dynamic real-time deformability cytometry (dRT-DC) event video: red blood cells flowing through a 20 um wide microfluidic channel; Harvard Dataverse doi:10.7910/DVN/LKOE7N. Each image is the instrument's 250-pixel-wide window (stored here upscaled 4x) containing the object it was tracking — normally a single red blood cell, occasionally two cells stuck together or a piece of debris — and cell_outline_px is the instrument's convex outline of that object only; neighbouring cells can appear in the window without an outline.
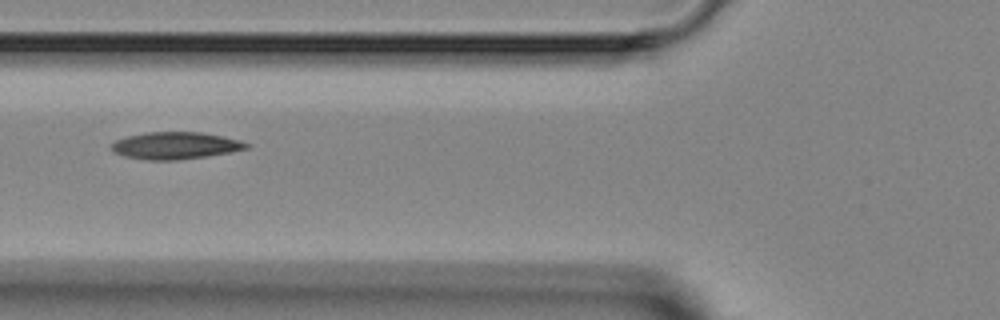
{"species": "Egyptian fruit bat (a non-hibernating species)", "species_latin": "Rousettus aegyptiacus", "temperature_condition": "room temperature", "stored_images_in_passage": 5, "camera_frame_rate_fps": 3000, "um_per_image_px": 0.085, "animal": {"sex": "female"}, "frame": {"image": 1, "passage_image": 4, "time_ms": 4.667, "image_size_px": [1000, 320], "cell_outline_px": [[252, 144], [248, 148], [232, 152], [208, 156], [176, 160], [148, 160], [124, 156], [112, 152], [112, 144], [116, 140], [128, 136], [148, 132], [200, 132], [224, 136], [240, 140]], "centroid_in_image_um": [14.95, 12.38], "position_along_channel_um": 110.8, "area_um2": 21.39}}
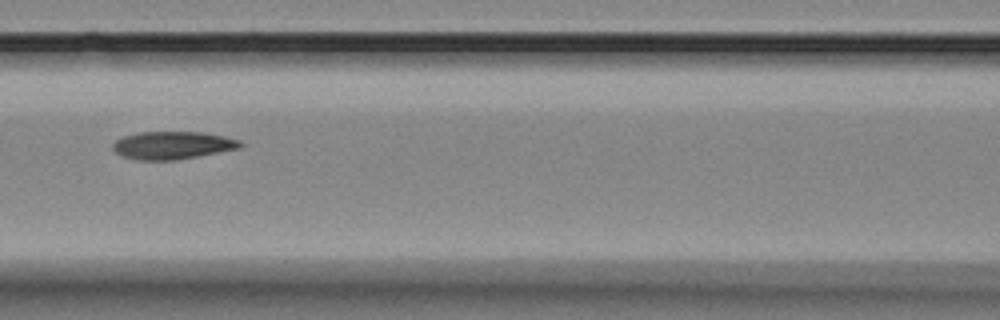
{"frame": {"image": 2, "passage_image": 5, "time_ms": 5.667, "image_size_px": [1000, 320], "cell_outline_px": [[244, 144], [240, 148], [176, 160], [136, 160], [120, 156], [112, 148], [112, 144], [116, 140], [124, 136], [136, 132], [204, 132], [224, 136], [240, 140]], "centroid_in_image_um": [14.65, 12.35], "position_along_channel_um": 152.0, "area_um2": 20.75}}